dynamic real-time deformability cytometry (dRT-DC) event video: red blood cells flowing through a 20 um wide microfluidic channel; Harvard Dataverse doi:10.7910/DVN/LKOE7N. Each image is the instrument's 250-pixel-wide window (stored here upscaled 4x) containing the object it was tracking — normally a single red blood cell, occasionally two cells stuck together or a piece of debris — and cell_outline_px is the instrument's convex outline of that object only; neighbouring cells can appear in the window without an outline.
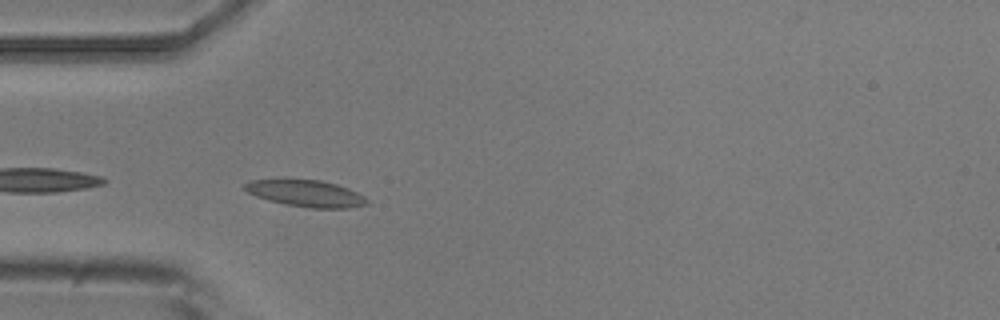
{"species": "common noctule bat (a hibernating species)", "species_latin": "Nyctalus noctula", "temperature_condition": "room temperature", "stored_images_in_passage": 5, "camera_frame_rate_fps": 3000, "um_per_image_px": 0.085, "animal": {"sex": "male", "body_mass_g": 20.5, "forearm_length_mm": 52.5}, "frame": {"image": 1, "passage_image": 5, "time_ms": 4.333, "image_size_px": [1000, 320], "cell_outline_px": [[368, 204], [348, 208], [308, 208], [268, 200], [256, 196], [248, 192], [244, 188], [244, 184], [252, 180], [320, 180], [336, 184], [348, 188], [364, 196], [368, 200]], "centroid_in_image_um": [26.04, 16.45], "position_along_channel_um": 59.0, "area_um2": 18.67}}